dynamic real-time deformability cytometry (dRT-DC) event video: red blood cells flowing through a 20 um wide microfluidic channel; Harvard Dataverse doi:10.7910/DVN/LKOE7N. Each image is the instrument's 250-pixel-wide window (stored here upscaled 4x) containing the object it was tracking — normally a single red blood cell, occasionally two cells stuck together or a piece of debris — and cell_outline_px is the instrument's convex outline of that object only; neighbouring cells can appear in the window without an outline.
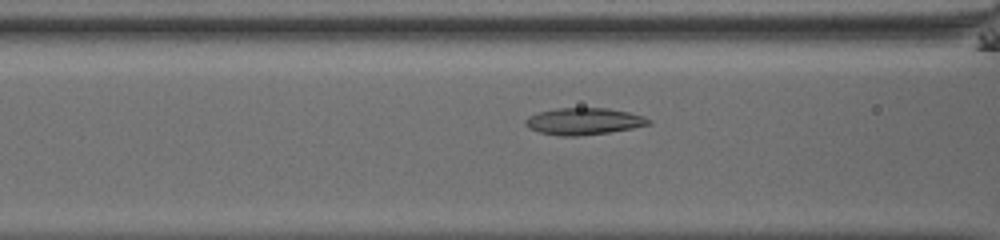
{"species": "common noctule bat (a hibernating species)", "species_latin": "Nyctalus noctula", "temperature_condition": "room temperature", "stored_images_in_passage": 55, "camera_frame_rate_fps": 3000, "um_per_image_px": 0.085, "animal": {"sex": "male", "body_mass_g": 13.0, "forearm_length_mm": 53.1}, "frame": {"image": 1, "passage_image": 25, "time_ms": 8.0, "image_size_px": [1000, 240], "cell_outline_px": [[652, 124], [632, 128], [608, 132], [576, 136], [560, 136], [540, 132], [528, 128], [524, 124], [524, 120], [528, 116], [540, 112], [556, 108], [608, 108], [628, 112], [644, 116], [652, 120]], "centroid_in_image_um": [49.62, 10.31], "position_along_channel_um": 117.0, "area_um2": 19.25}}
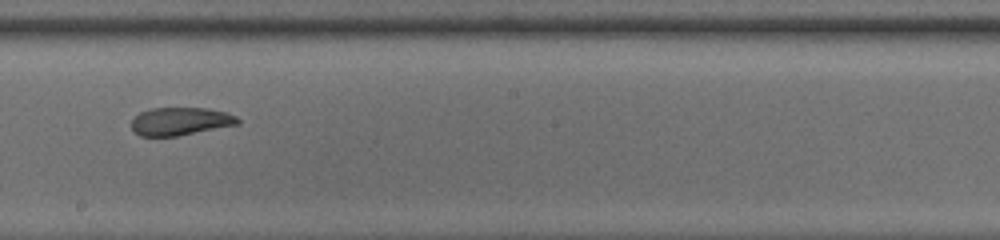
{"frame": {"image": 2, "passage_image": 34, "time_ms": 11.0, "image_size_px": [1000, 240], "cell_outline_px": [[240, 124], [176, 136], [140, 136], [132, 128], [132, 120], [140, 112], [152, 108], [208, 108], [228, 112], [236, 116], [240, 120]], "centroid_in_image_um": [15.37, 10.3], "position_along_channel_um": 232.8, "area_um2": 17.28}}
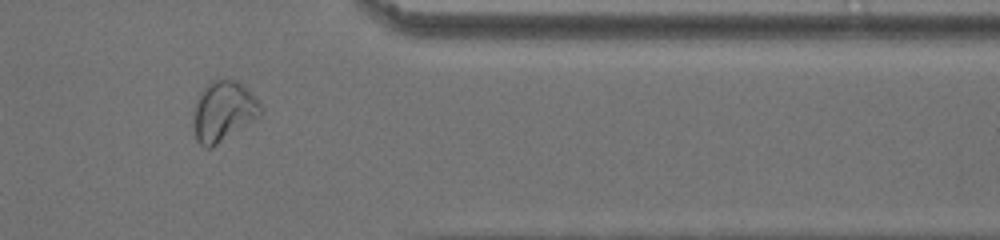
{"frame": {"image": 3, "passage_image": 47, "time_ms": 15.333, "image_size_px": [1000, 240], "cell_outline_px": [[264, 112], [260, 116], [212, 148], [204, 148], [196, 140], [192, 124], [192, 116], [196, 96], [212, 80], [236, 80], [244, 84], [264, 108]], "centroid_in_image_um": [18.97, 9.47], "position_along_channel_um": 392.4, "area_um2": 24.04}, "authors_computed_cell_mechanics": {"area_um2": 20.1144, "velocity_mm_per_s": 3.8574, "shape_relaxation_time_tau1_ms": null, "shape_relaxation_time_tau2_ms": 1.3589, "deformation_change_tau1": null, "deformation_change_tau2": 0.0656}}